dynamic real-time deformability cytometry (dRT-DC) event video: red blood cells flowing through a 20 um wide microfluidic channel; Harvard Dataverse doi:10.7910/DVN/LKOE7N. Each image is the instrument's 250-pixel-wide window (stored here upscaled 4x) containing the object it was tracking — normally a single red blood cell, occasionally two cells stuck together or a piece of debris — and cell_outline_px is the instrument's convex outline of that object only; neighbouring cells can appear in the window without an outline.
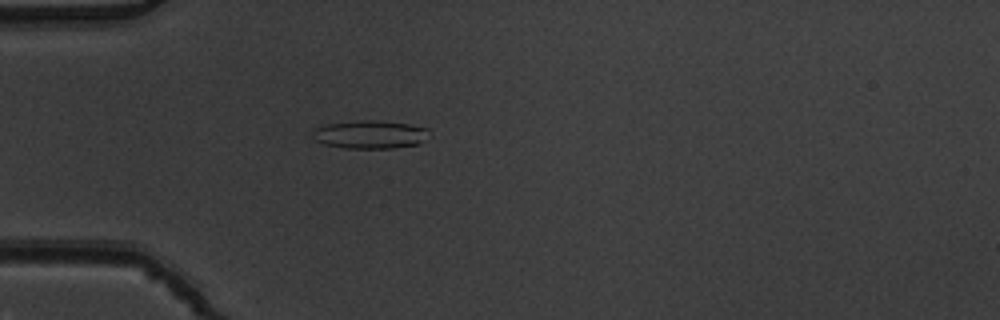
{"species": "common noctule bat (a hibernating species)", "species_latin": "Nyctalus noctula", "temperature_condition": "warm", "stored_images_in_passage": 40, "camera_frame_rate_fps": 3000, "um_per_image_px": 0.085, "animal": {"sex": "male", "body_mass_g": 19.5, "forearm_length_mm": 54.6}, "frame": {"image": 1, "passage_image": 3, "time_ms": 0.667, "image_size_px": [1000, 320], "cell_outline_px": [[428, 128], [420, 140], [416, 144], [392, 148], [344, 148], [324, 144], [316, 140], [312, 136], [312, 132], [316, 128], [324, 124], [356, 120], [372, 120], [408, 124]], "centroid_in_image_um": [31.33, 11.42], "position_along_channel_um": 53.7, "area_um2": 18.73}}
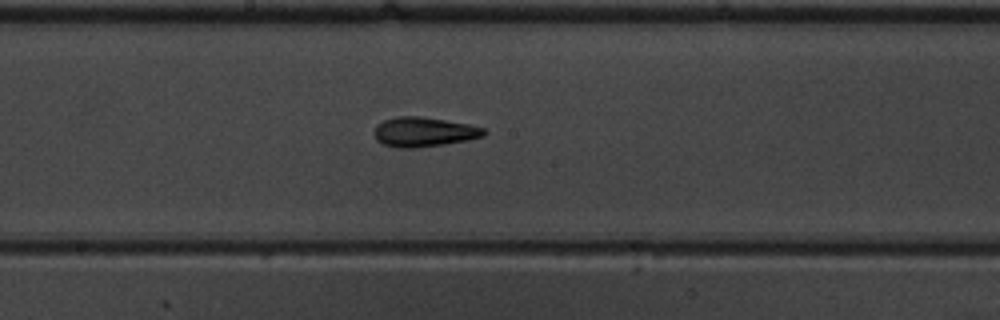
{"frame": {"image": 2, "passage_image": 16, "time_ms": 5.0, "image_size_px": [1000, 320], "cell_outline_px": [[488, 132], [484, 136], [468, 140], [444, 144], [412, 148], [400, 148], [384, 144], [376, 140], [372, 132], [376, 124], [384, 120], [396, 116], [420, 116], [468, 124], [484, 128]], "centroid_in_image_um": [36.0, 11.21], "position_along_channel_um": 212.2, "area_um2": 19.02}}
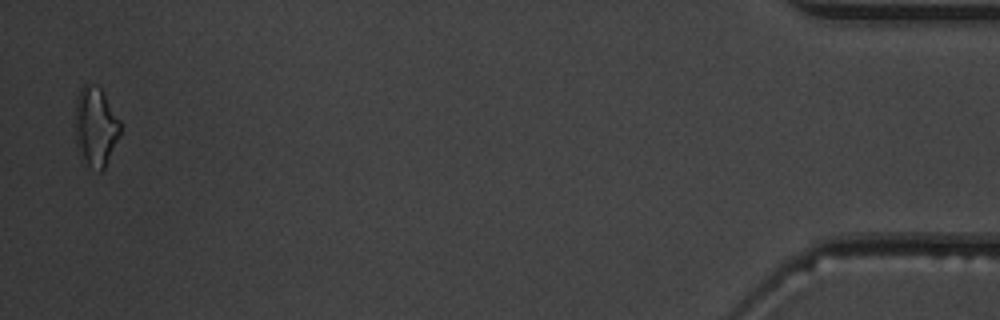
{"frame": {"image": 3, "passage_image": 39, "time_ms": 12.667, "image_size_px": [1000, 320], "cell_outline_px": [[120, 136], [104, 168], [100, 172], [88, 164], [76, 144], [76, 96], [80, 88], [84, 84], [96, 84], [100, 88], [120, 120]], "centroid_in_image_um": [8.14, 10.72], "position_along_channel_um": 427.1, "area_um2": 20.46}, "authors_computed_cell_mechanics": {"area_um2": 18.207, "velocity_mm_per_s": 3.906, "shape_relaxation_time_tau1_ms": 4.9365, "shape_relaxation_time_tau2_ms": 5.4799, "deformation_change_tau1": 0.1479, "deformation_change_tau2": 0.165}}